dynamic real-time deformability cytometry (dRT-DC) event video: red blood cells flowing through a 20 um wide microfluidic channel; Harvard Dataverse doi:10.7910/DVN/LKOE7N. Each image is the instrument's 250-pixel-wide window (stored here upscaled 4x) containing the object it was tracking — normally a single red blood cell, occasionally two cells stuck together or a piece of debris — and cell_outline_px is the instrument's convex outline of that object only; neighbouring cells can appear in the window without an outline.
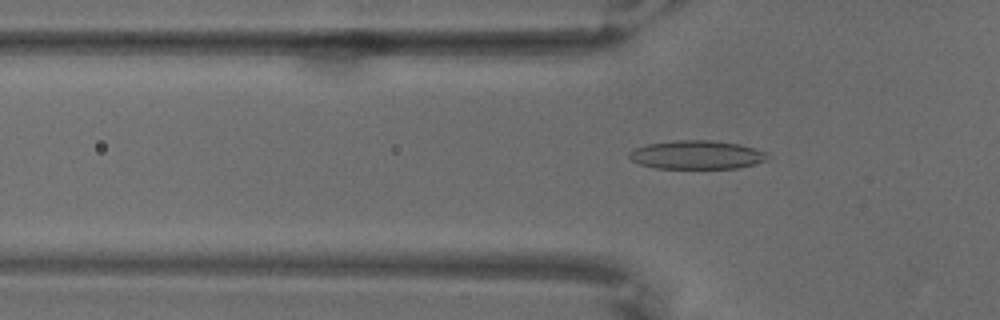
{"species": "common noctule bat (a hibernating species)", "species_latin": "Nyctalus noctula", "temperature_condition": "warm", "stored_images_in_passage": 66, "camera_frame_rate_fps": 3000, "um_per_image_px": 0.085, "animal": {"sex": "male", "body_mass_g": 18.8}, "frame": {"image": 1, "passage_image": 22, "time_ms": 7.0, "image_size_px": [1000, 320], "cell_outline_px": [[768, 160], [736, 168], [656, 168], [640, 164], [632, 160], [628, 156], [628, 152], [636, 148], [648, 144], [672, 140], [716, 140], [740, 144], [768, 152]], "centroid_in_image_um": [59.24, 13.15], "position_along_channel_um": 66.6, "area_um2": 23.12}}
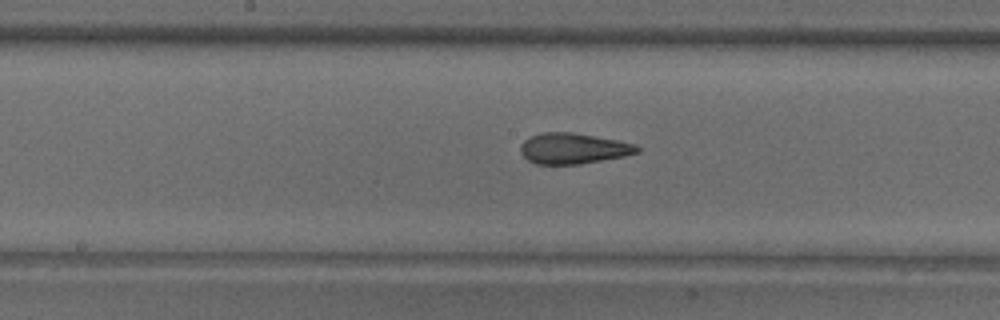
{"frame": {"image": 2, "passage_image": 35, "time_ms": 11.333, "image_size_px": [1000, 320], "cell_outline_px": [[640, 152], [624, 156], [580, 164], [536, 164], [528, 160], [520, 152], [520, 144], [524, 140], [540, 132], [572, 132], [616, 140], [636, 144], [640, 148]], "centroid_in_image_um": [48.71, 12.62], "position_along_channel_um": 199.5, "area_um2": 20.87}}
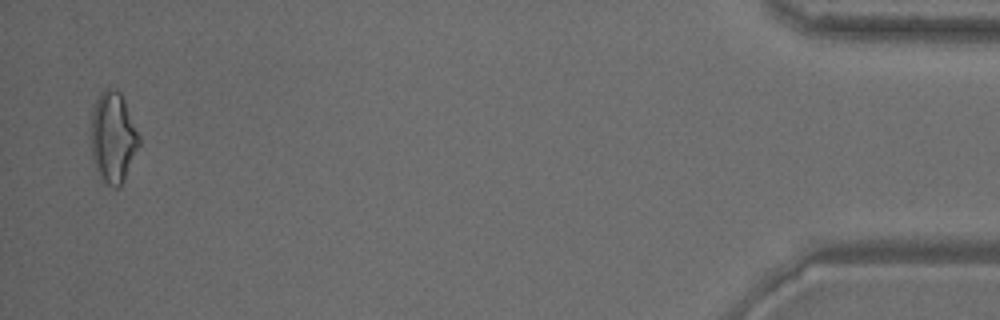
{"frame": {"image": 3, "passage_image": 65, "time_ms": 21.333, "image_size_px": [1000, 320], "cell_outline_px": [[140, 144], [124, 180], [116, 188], [108, 184], [104, 180], [92, 156], [92, 108], [100, 92], [108, 88], [116, 88], [120, 92], [124, 100], [140, 136]], "centroid_in_image_um": [9.63, 11.62], "position_along_channel_um": 425.6, "area_um2": 24.85}}